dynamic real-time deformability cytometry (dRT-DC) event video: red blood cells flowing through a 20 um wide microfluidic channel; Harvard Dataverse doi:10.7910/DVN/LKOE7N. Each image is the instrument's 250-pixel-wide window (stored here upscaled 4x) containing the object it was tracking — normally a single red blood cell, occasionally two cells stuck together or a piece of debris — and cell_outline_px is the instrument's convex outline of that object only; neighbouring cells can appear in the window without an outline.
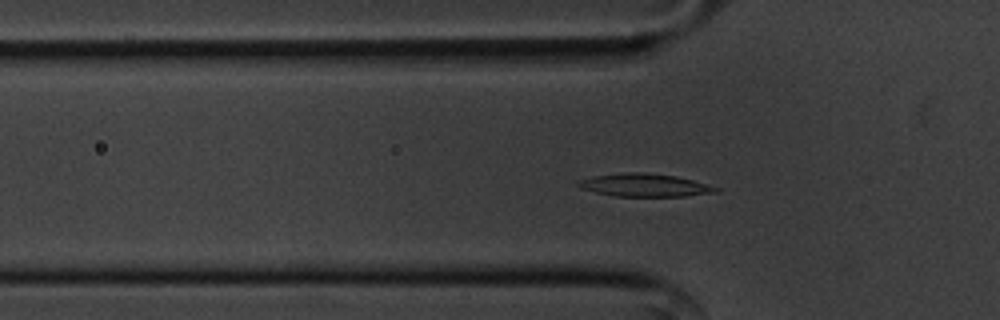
{"species": "common noctule bat (a hibernating species)", "species_latin": "Nyctalus noctula", "temperature_condition": "cold", "stored_images_in_passage": 54, "camera_frame_rate_fps": 3000, "um_per_image_px": 0.085, "animal": {"sex": "male", "body_mass_g": 20.1, "forearm_length_mm": 53.5}, "frame": {"image": 1, "passage_image": 16, "time_ms": 5.0, "image_size_px": [1000, 320], "cell_outline_px": [[720, 192], [684, 196], [616, 196], [596, 192], [580, 188], [576, 184], [576, 180], [592, 176], [624, 172], [648, 172], [676, 176], [692, 180], [720, 188]], "centroid_in_image_um": [54.77, 15.73], "position_along_channel_um": 71.0, "area_um2": 18.5}}
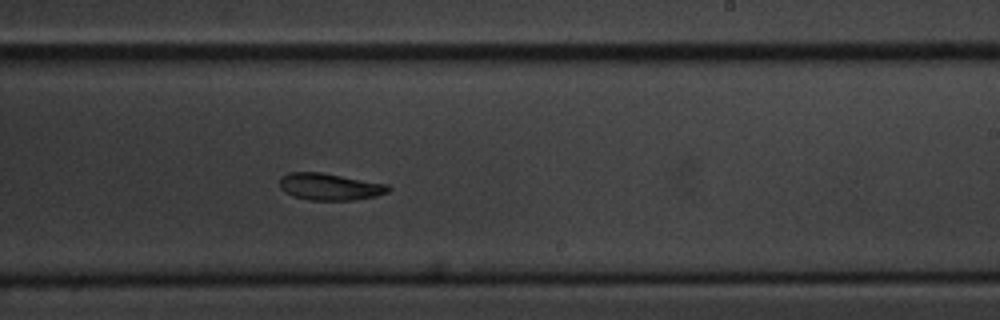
{"frame": {"image": 2, "passage_image": 32, "time_ms": 10.333, "image_size_px": [1000, 320], "cell_outline_px": [[392, 188], [388, 192], [376, 196], [352, 200], [312, 200], [292, 196], [284, 192], [280, 188], [280, 176], [288, 172], [320, 172], [388, 184]], "centroid_in_image_um": [28.01, 15.87], "position_along_channel_um": 261.0, "area_um2": 17.11}}
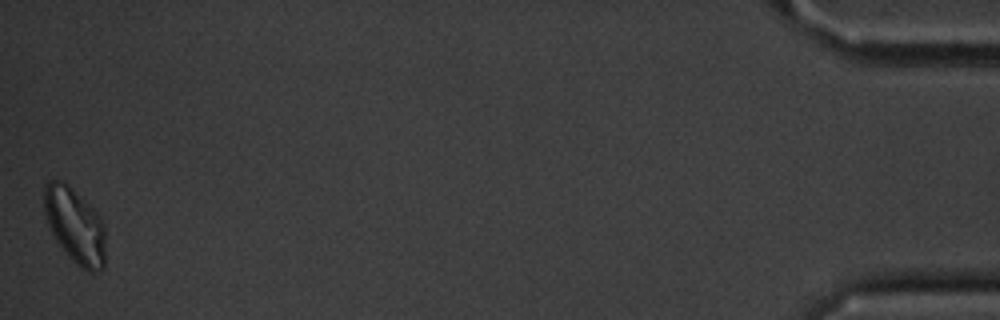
{"frame": {"image": 3, "passage_image": 54, "time_ms": 17.667, "image_size_px": [1000, 320], "cell_outline_px": [[104, 268], [92, 272], [88, 272], [76, 264], [68, 256], [56, 240], [48, 224], [44, 212], [44, 184], [48, 180], [60, 180], [68, 184], [100, 216], [104, 224]], "centroid_in_image_um": [6.36, 19.16], "position_along_channel_um": 428.8, "area_um2": 26.76}, "authors_computed_cell_mechanics": {"area_um2": 18.0336, "velocity_mm_per_s": 3.552, "shape_relaxation_time_tau1_ms": 4.6655, "shape_relaxation_time_tau2_ms": null, "deformation_change_tau1": 0.1354, "deformation_change_tau2": null}}